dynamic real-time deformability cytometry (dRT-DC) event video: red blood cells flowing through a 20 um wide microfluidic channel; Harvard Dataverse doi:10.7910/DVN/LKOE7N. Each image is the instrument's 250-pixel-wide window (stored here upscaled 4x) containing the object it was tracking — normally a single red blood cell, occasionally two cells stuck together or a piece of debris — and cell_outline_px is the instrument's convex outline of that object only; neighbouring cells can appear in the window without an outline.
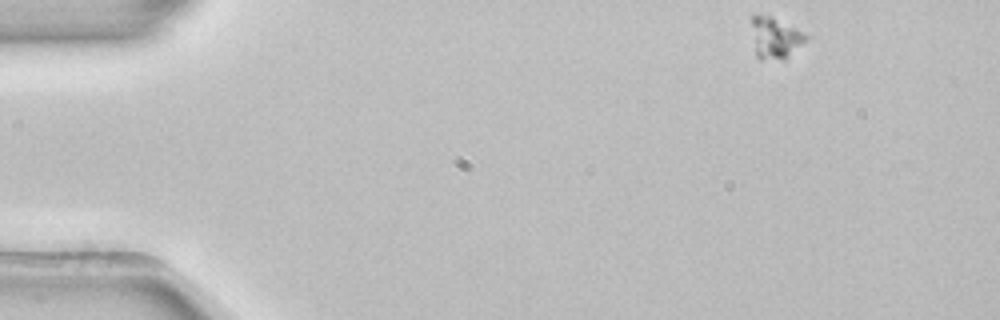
{"species": "common noctule bat (a hibernating species)", "species_latin": "Nyctalus noctula", "temperature_condition": "room temperature", "stored_images_in_passage": 49, "camera_frame_rate_fps": 3000, "um_per_image_px": 0.085, "animal": {"sex": "female", "body_mass_g": 22.7, "forearm_length_mm": 54.2}, "frame": {"image": 1, "passage_image": 1, "time_ms": 0.0, "image_size_px": [1000, 320], "cell_outline_px": [[808, 36], [784, 60], [760, 60], [756, 56], [752, 24], [752, 16], [772, 16], [804, 32]], "centroid_in_image_um": [65.88, 3.24], "position_along_channel_um": 19.1, "area_um2": 12.72}}
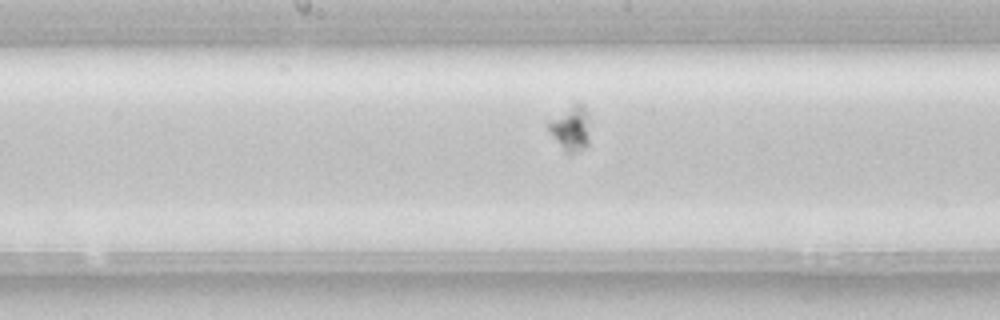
{"frame": {"image": 2, "passage_image": 23, "time_ms": 7.333, "image_size_px": [1000, 320], "cell_outline_px": [[588, 144], [584, 148], [576, 152], [564, 152], [548, 132], [548, 120], [576, 100], [584, 108], [588, 116]], "centroid_in_image_um": [48.47, 10.88], "position_along_channel_um": 199.7, "area_um2": 10.98}}
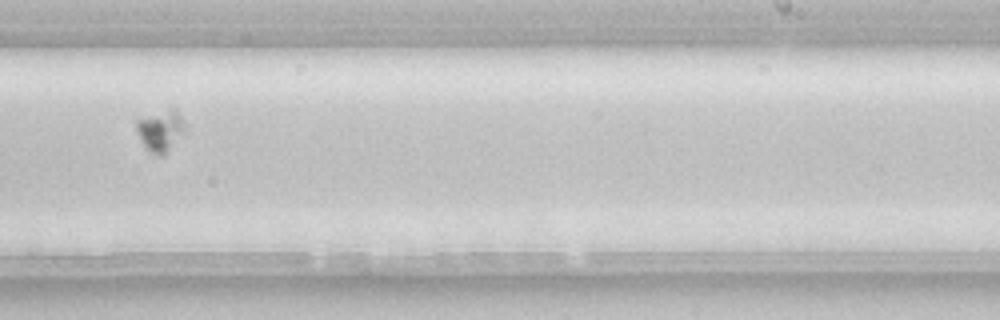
{"frame": {"image": 3, "passage_image": 29, "time_ms": 9.333, "image_size_px": [1000, 320], "cell_outline_px": [[184, 132], [164, 156], [160, 156], [148, 152], [144, 148], [140, 140], [136, 128], [136, 120], [172, 108], [176, 108], [184, 124]], "centroid_in_image_um": [13.62, 11.15], "position_along_channel_um": 275.4, "area_um2": 11.56}}